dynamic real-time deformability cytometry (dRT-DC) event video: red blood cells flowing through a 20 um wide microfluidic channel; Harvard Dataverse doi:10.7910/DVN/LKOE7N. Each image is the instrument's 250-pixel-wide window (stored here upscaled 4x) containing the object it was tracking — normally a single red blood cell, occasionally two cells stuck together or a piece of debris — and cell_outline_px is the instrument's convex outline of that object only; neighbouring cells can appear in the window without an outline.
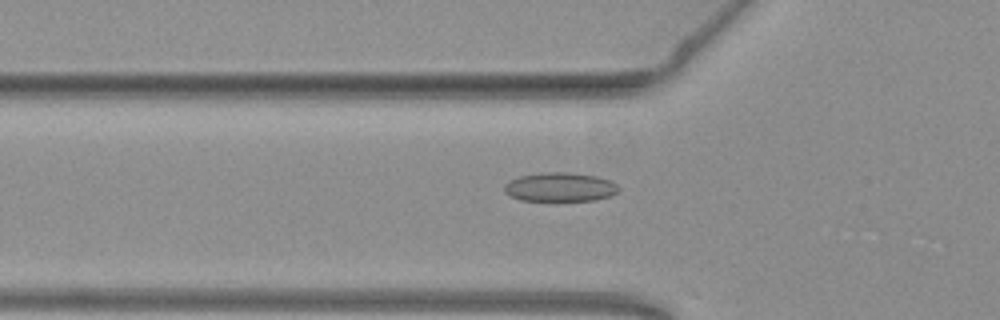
{"species": "common noctule bat (a hibernating species)", "species_latin": "Nyctalus noctula", "temperature_condition": "warm", "stored_images_in_passage": 40, "camera_frame_rate_fps": 3000, "um_per_image_px": 0.085, "animal": {"sex": "female", "body_mass_g": 19.3, "forearm_length_mm": 54.1}, "frame": {"image": 1, "passage_image": 4, "time_ms": 1.0, "image_size_px": [1000, 320], "cell_outline_px": [[620, 188], [612, 196], [596, 200], [520, 200], [504, 192], [504, 184], [508, 180], [520, 176], [540, 172], [564, 172], [596, 176], [612, 180]], "centroid_in_image_um": [47.6, 15.89], "position_along_channel_um": 78.2, "area_um2": 19.36}}
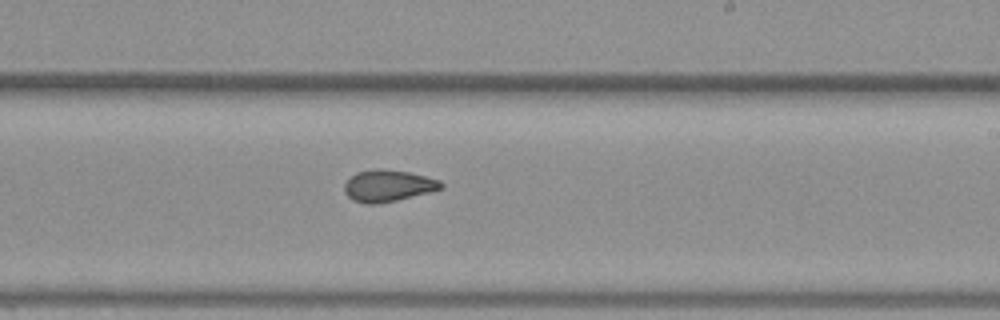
{"frame": {"image": 2, "passage_image": 18, "time_ms": 5.667, "image_size_px": [1000, 320], "cell_outline_px": [[444, 188], [396, 200], [376, 204], [368, 204], [352, 200], [344, 192], [344, 184], [356, 172], [372, 168], [380, 168], [408, 172], [440, 180], [444, 184]], "centroid_in_image_um": [32.96, 15.78], "position_along_channel_um": 256.0, "area_um2": 17.8}}
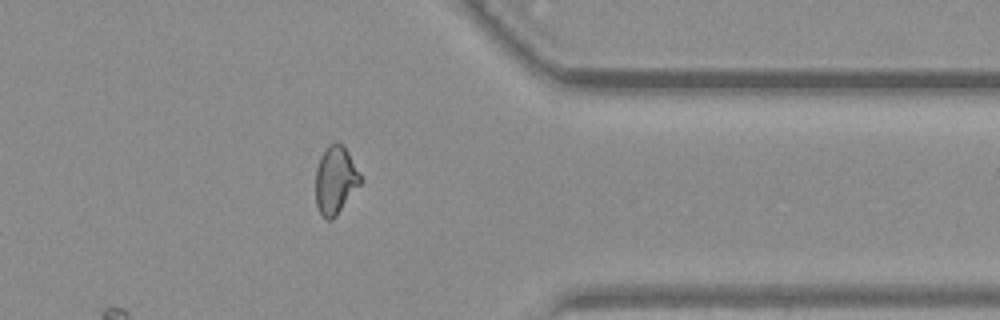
{"frame": {"image": 3, "passage_image": 29, "time_ms": 9.333, "image_size_px": [1000, 320], "cell_outline_px": [[364, 180], [336, 216], [332, 220], [324, 220], [316, 204], [316, 168], [320, 156], [328, 144], [336, 140], [348, 152]], "centroid_in_image_um": [28.52, 15.31], "position_along_channel_um": 382.9, "area_um2": 17.92}, "authors_computed_cell_mechanics": {"area_um2": 17.8891, "velocity_mm_per_s": 3.7906, "shape_relaxation_time_tau1_ms": null, "shape_relaxation_time_tau2_ms": 1.5508, "deformation_change_tau1": null, "deformation_change_tau2": 0.0649}}